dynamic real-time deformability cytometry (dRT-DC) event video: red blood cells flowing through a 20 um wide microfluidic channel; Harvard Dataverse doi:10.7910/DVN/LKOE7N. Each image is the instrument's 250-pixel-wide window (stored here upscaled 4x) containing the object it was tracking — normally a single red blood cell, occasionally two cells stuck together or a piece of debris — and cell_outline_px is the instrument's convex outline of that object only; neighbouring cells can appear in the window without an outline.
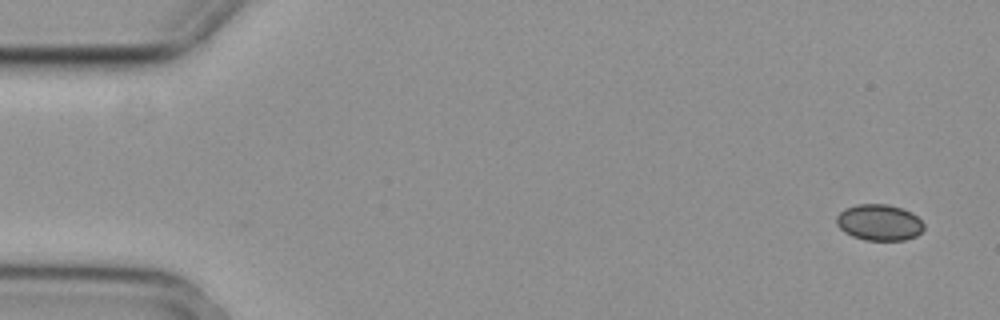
{"species": "common noctule bat (a hibernating species)", "species_latin": "Nyctalus noctula", "temperature_condition": "cold", "stored_images_in_passage": 5, "segment_of_instrument_passage": [1, 2], "camera_frame_rate_fps": 3000, "um_per_image_px": 0.085, "animal": {"sex": "female", "body_mass_g": 29.2, "forearm_length_mm": 56.3}, "frame": {"image": 1, "passage_image": 1, "time_ms": 0.0, "image_size_px": [1000, 320], "cell_outline_px": [[924, 228], [916, 236], [904, 240], [864, 240], [852, 236], [844, 232], [836, 224], [836, 216], [844, 208], [856, 204], [888, 204], [912, 212], [924, 224]], "centroid_in_image_um": [74.71, 18.9], "position_along_channel_um": 10.3, "area_um2": 18.5}}
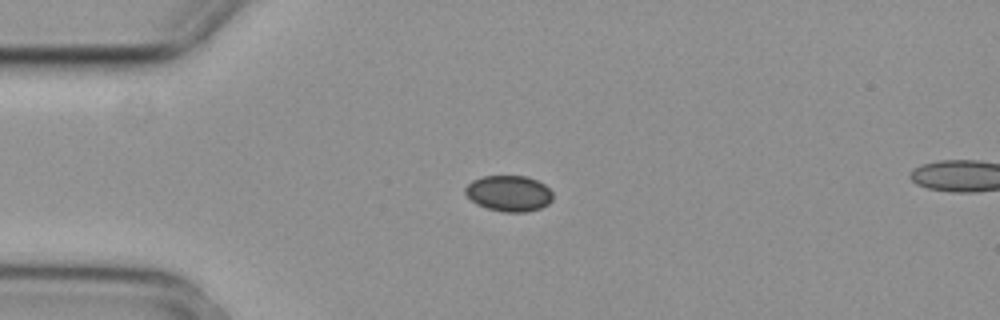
{"frame": {"image": 2, "passage_image": 4, "time_ms": 1.0, "image_size_px": [1000, 320], "cell_outline_px": [[552, 200], [548, 204], [540, 208], [524, 212], [504, 212], [488, 208], [476, 204], [464, 192], [464, 188], [472, 180], [484, 176], [528, 176], [544, 184], [552, 192]], "centroid_in_image_um": [43.25, 16.43], "position_along_channel_um": 41.7, "area_um2": 18.26}}